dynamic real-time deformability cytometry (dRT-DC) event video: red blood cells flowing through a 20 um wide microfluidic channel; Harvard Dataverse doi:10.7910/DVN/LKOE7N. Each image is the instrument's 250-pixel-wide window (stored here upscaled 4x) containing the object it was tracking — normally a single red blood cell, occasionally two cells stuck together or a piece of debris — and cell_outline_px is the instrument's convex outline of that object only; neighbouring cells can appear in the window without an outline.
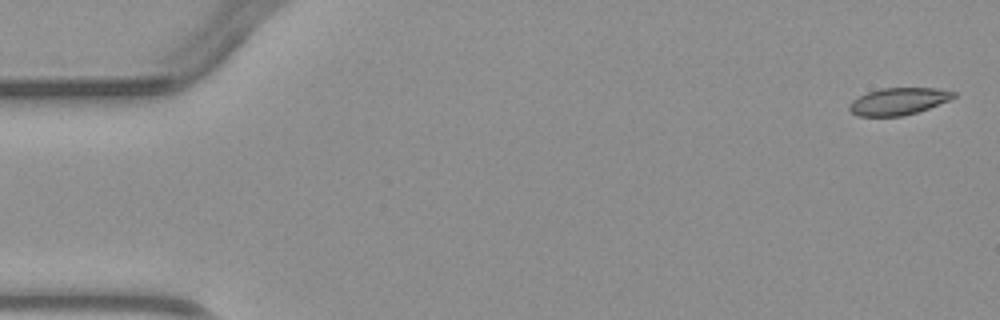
{"species": "common noctule bat (a hibernating species)", "species_latin": "Nyctalus noctula", "temperature_condition": "warm", "stored_images_in_passage": 4, "camera_frame_rate_fps": 3000, "um_per_image_px": 0.085, "animal": {"sex": "male", "body_mass_g": 23.1, "forearm_length_mm": 52.7}, "frame": {"image": 1, "passage_image": 1, "time_ms": 0.0, "image_size_px": [1000, 320], "cell_outline_px": [[956, 96], [948, 100], [928, 108], [904, 116], [856, 116], [848, 108], [848, 104], [852, 100], [868, 92], [880, 88], [936, 88], [956, 92]], "centroid_in_image_um": [76.34, 8.61], "position_along_channel_um": 8.7, "area_um2": 16.36}}
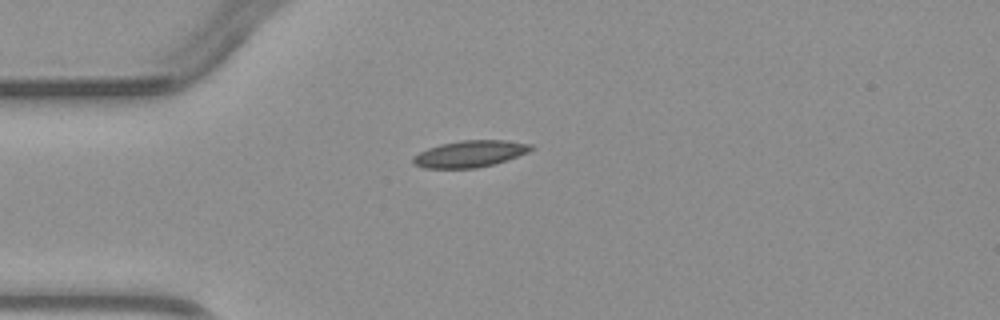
{"frame": {"image": 2, "passage_image": 4, "time_ms": 3.667, "image_size_px": [1000, 320], "cell_outline_px": [[536, 148], [528, 152], [508, 160], [476, 168], [424, 168], [412, 164], [412, 156], [428, 148], [440, 144], [460, 140], [504, 140], [532, 144]], "centroid_in_image_um": [39.94, 13.07], "position_along_channel_um": 45.1, "area_um2": 18.44}}